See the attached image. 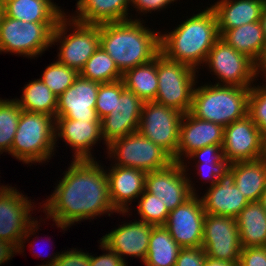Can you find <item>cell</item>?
Segmentation results:
<instances>
[{
	"instance_id": "cell-1",
	"label": "cell",
	"mask_w": 266,
	"mask_h": 266,
	"mask_svg": "<svg viewBox=\"0 0 266 266\" xmlns=\"http://www.w3.org/2000/svg\"><path fill=\"white\" fill-rule=\"evenodd\" d=\"M57 181L54 191L40 207L46 220L52 219L57 228L66 230L75 223L118 212L109 196V184L104 166L95 159H72ZM101 164V165H100Z\"/></svg>"
},
{
	"instance_id": "cell-2",
	"label": "cell",
	"mask_w": 266,
	"mask_h": 266,
	"mask_svg": "<svg viewBox=\"0 0 266 266\" xmlns=\"http://www.w3.org/2000/svg\"><path fill=\"white\" fill-rule=\"evenodd\" d=\"M172 30L160 32V53L199 71L197 69L203 68L209 51L220 38L213 8L193 13Z\"/></svg>"
},
{
	"instance_id": "cell-3",
	"label": "cell",
	"mask_w": 266,
	"mask_h": 266,
	"mask_svg": "<svg viewBox=\"0 0 266 266\" xmlns=\"http://www.w3.org/2000/svg\"><path fill=\"white\" fill-rule=\"evenodd\" d=\"M145 25L137 16L133 20L100 24V46L122 74L150 62L160 53L161 31H152Z\"/></svg>"
},
{
	"instance_id": "cell-4",
	"label": "cell",
	"mask_w": 266,
	"mask_h": 266,
	"mask_svg": "<svg viewBox=\"0 0 266 266\" xmlns=\"http://www.w3.org/2000/svg\"><path fill=\"white\" fill-rule=\"evenodd\" d=\"M28 199L15 187L0 185V266L24 253L26 241L40 229L41 223L31 215L35 203Z\"/></svg>"
},
{
	"instance_id": "cell-5",
	"label": "cell",
	"mask_w": 266,
	"mask_h": 266,
	"mask_svg": "<svg viewBox=\"0 0 266 266\" xmlns=\"http://www.w3.org/2000/svg\"><path fill=\"white\" fill-rule=\"evenodd\" d=\"M251 87L204 84L195 86L190 113L223 127L248 114Z\"/></svg>"
},
{
	"instance_id": "cell-6",
	"label": "cell",
	"mask_w": 266,
	"mask_h": 266,
	"mask_svg": "<svg viewBox=\"0 0 266 266\" xmlns=\"http://www.w3.org/2000/svg\"><path fill=\"white\" fill-rule=\"evenodd\" d=\"M55 118L21 110L20 120L14 136L11 151L24 164L49 162L55 155Z\"/></svg>"
},
{
	"instance_id": "cell-7",
	"label": "cell",
	"mask_w": 266,
	"mask_h": 266,
	"mask_svg": "<svg viewBox=\"0 0 266 266\" xmlns=\"http://www.w3.org/2000/svg\"><path fill=\"white\" fill-rule=\"evenodd\" d=\"M51 44L59 45L56 60L80 73L100 46V24L82 23L65 14L53 31Z\"/></svg>"
},
{
	"instance_id": "cell-8",
	"label": "cell",
	"mask_w": 266,
	"mask_h": 266,
	"mask_svg": "<svg viewBox=\"0 0 266 266\" xmlns=\"http://www.w3.org/2000/svg\"><path fill=\"white\" fill-rule=\"evenodd\" d=\"M197 73V74H196ZM199 71L173 61L162 53L157 55L158 90L155 102L185 114L192 107L193 92Z\"/></svg>"
},
{
	"instance_id": "cell-9",
	"label": "cell",
	"mask_w": 266,
	"mask_h": 266,
	"mask_svg": "<svg viewBox=\"0 0 266 266\" xmlns=\"http://www.w3.org/2000/svg\"><path fill=\"white\" fill-rule=\"evenodd\" d=\"M58 23L23 22L2 14L0 54L14 53L35 59L52 47V34Z\"/></svg>"
},
{
	"instance_id": "cell-10",
	"label": "cell",
	"mask_w": 266,
	"mask_h": 266,
	"mask_svg": "<svg viewBox=\"0 0 266 266\" xmlns=\"http://www.w3.org/2000/svg\"><path fill=\"white\" fill-rule=\"evenodd\" d=\"M107 157L112 165L132 167L147 172L167 167L172 157L159 145L134 132L113 141L107 146Z\"/></svg>"
},
{
	"instance_id": "cell-11",
	"label": "cell",
	"mask_w": 266,
	"mask_h": 266,
	"mask_svg": "<svg viewBox=\"0 0 266 266\" xmlns=\"http://www.w3.org/2000/svg\"><path fill=\"white\" fill-rule=\"evenodd\" d=\"M213 72L217 85L252 87L257 77L256 63L243 53L236 51L219 38L209 51L205 65ZM220 80V81H219ZM255 80V81H254Z\"/></svg>"
},
{
	"instance_id": "cell-12",
	"label": "cell",
	"mask_w": 266,
	"mask_h": 266,
	"mask_svg": "<svg viewBox=\"0 0 266 266\" xmlns=\"http://www.w3.org/2000/svg\"><path fill=\"white\" fill-rule=\"evenodd\" d=\"M183 113L155 101L144 102L138 132L159 145L174 159Z\"/></svg>"
},
{
	"instance_id": "cell-13",
	"label": "cell",
	"mask_w": 266,
	"mask_h": 266,
	"mask_svg": "<svg viewBox=\"0 0 266 266\" xmlns=\"http://www.w3.org/2000/svg\"><path fill=\"white\" fill-rule=\"evenodd\" d=\"M186 162V159L185 163L173 161L165 168L147 172L145 191L158 197L168 211L183 204L193 194H198L195 183L188 176L190 168Z\"/></svg>"
},
{
	"instance_id": "cell-14",
	"label": "cell",
	"mask_w": 266,
	"mask_h": 266,
	"mask_svg": "<svg viewBox=\"0 0 266 266\" xmlns=\"http://www.w3.org/2000/svg\"><path fill=\"white\" fill-rule=\"evenodd\" d=\"M201 247L210 258L239 264L242 246L236 218L205 214Z\"/></svg>"
},
{
	"instance_id": "cell-15",
	"label": "cell",
	"mask_w": 266,
	"mask_h": 266,
	"mask_svg": "<svg viewBox=\"0 0 266 266\" xmlns=\"http://www.w3.org/2000/svg\"><path fill=\"white\" fill-rule=\"evenodd\" d=\"M223 155L230 162L254 161L265 155L261 131L247 114L224 127Z\"/></svg>"
},
{
	"instance_id": "cell-16",
	"label": "cell",
	"mask_w": 266,
	"mask_h": 266,
	"mask_svg": "<svg viewBox=\"0 0 266 266\" xmlns=\"http://www.w3.org/2000/svg\"><path fill=\"white\" fill-rule=\"evenodd\" d=\"M204 219L205 212L200 195L193 194L183 204L169 211L164 226L180 247H201Z\"/></svg>"
},
{
	"instance_id": "cell-17",
	"label": "cell",
	"mask_w": 266,
	"mask_h": 266,
	"mask_svg": "<svg viewBox=\"0 0 266 266\" xmlns=\"http://www.w3.org/2000/svg\"><path fill=\"white\" fill-rule=\"evenodd\" d=\"M143 104L144 101L126 88L116 97V105L112 112L101 119L106 150L113 141L138 132Z\"/></svg>"
},
{
	"instance_id": "cell-18",
	"label": "cell",
	"mask_w": 266,
	"mask_h": 266,
	"mask_svg": "<svg viewBox=\"0 0 266 266\" xmlns=\"http://www.w3.org/2000/svg\"><path fill=\"white\" fill-rule=\"evenodd\" d=\"M63 140L74 151V160L96 159L94 147L102 137L101 120H74L65 117L55 118V142Z\"/></svg>"
},
{
	"instance_id": "cell-19",
	"label": "cell",
	"mask_w": 266,
	"mask_h": 266,
	"mask_svg": "<svg viewBox=\"0 0 266 266\" xmlns=\"http://www.w3.org/2000/svg\"><path fill=\"white\" fill-rule=\"evenodd\" d=\"M154 225L134 220L125 222L100 238L110 250L114 251L127 264V258L134 257L144 262L149 246V239Z\"/></svg>"
},
{
	"instance_id": "cell-20",
	"label": "cell",
	"mask_w": 266,
	"mask_h": 266,
	"mask_svg": "<svg viewBox=\"0 0 266 266\" xmlns=\"http://www.w3.org/2000/svg\"><path fill=\"white\" fill-rule=\"evenodd\" d=\"M223 140V126L187 112L181 118L179 144L173 161L182 163L193 151L209 145H223Z\"/></svg>"
},
{
	"instance_id": "cell-21",
	"label": "cell",
	"mask_w": 266,
	"mask_h": 266,
	"mask_svg": "<svg viewBox=\"0 0 266 266\" xmlns=\"http://www.w3.org/2000/svg\"><path fill=\"white\" fill-rule=\"evenodd\" d=\"M99 84L80 75L57 98L56 117L74 120H100L95 106Z\"/></svg>"
},
{
	"instance_id": "cell-22",
	"label": "cell",
	"mask_w": 266,
	"mask_h": 266,
	"mask_svg": "<svg viewBox=\"0 0 266 266\" xmlns=\"http://www.w3.org/2000/svg\"><path fill=\"white\" fill-rule=\"evenodd\" d=\"M105 171L113 207L118 212H126L130 216L132 208L129 206L144 192L147 173L140 169L112 164L110 168H105Z\"/></svg>"
},
{
	"instance_id": "cell-23",
	"label": "cell",
	"mask_w": 266,
	"mask_h": 266,
	"mask_svg": "<svg viewBox=\"0 0 266 266\" xmlns=\"http://www.w3.org/2000/svg\"><path fill=\"white\" fill-rule=\"evenodd\" d=\"M234 182L235 176L229 169L217 183L207 187L204 196H200L205 214L237 217L249 201Z\"/></svg>"
},
{
	"instance_id": "cell-24",
	"label": "cell",
	"mask_w": 266,
	"mask_h": 266,
	"mask_svg": "<svg viewBox=\"0 0 266 266\" xmlns=\"http://www.w3.org/2000/svg\"><path fill=\"white\" fill-rule=\"evenodd\" d=\"M74 20L86 24H102L133 20L129 16L130 0H77Z\"/></svg>"
},
{
	"instance_id": "cell-25",
	"label": "cell",
	"mask_w": 266,
	"mask_h": 266,
	"mask_svg": "<svg viewBox=\"0 0 266 266\" xmlns=\"http://www.w3.org/2000/svg\"><path fill=\"white\" fill-rule=\"evenodd\" d=\"M266 0H218L210 5L217 17L218 30L233 29L260 21Z\"/></svg>"
},
{
	"instance_id": "cell-26",
	"label": "cell",
	"mask_w": 266,
	"mask_h": 266,
	"mask_svg": "<svg viewBox=\"0 0 266 266\" xmlns=\"http://www.w3.org/2000/svg\"><path fill=\"white\" fill-rule=\"evenodd\" d=\"M1 5L5 16L23 22L58 23L67 14L54 0H3Z\"/></svg>"
},
{
	"instance_id": "cell-27",
	"label": "cell",
	"mask_w": 266,
	"mask_h": 266,
	"mask_svg": "<svg viewBox=\"0 0 266 266\" xmlns=\"http://www.w3.org/2000/svg\"><path fill=\"white\" fill-rule=\"evenodd\" d=\"M234 184L249 202H258L266 188V159L231 163Z\"/></svg>"
},
{
	"instance_id": "cell-28",
	"label": "cell",
	"mask_w": 266,
	"mask_h": 266,
	"mask_svg": "<svg viewBox=\"0 0 266 266\" xmlns=\"http://www.w3.org/2000/svg\"><path fill=\"white\" fill-rule=\"evenodd\" d=\"M218 31L220 38L236 51L245 54L255 63L260 60L266 45L260 21Z\"/></svg>"
},
{
	"instance_id": "cell-29",
	"label": "cell",
	"mask_w": 266,
	"mask_h": 266,
	"mask_svg": "<svg viewBox=\"0 0 266 266\" xmlns=\"http://www.w3.org/2000/svg\"><path fill=\"white\" fill-rule=\"evenodd\" d=\"M242 247L266 246V211L260 201L249 202L237 215Z\"/></svg>"
},
{
	"instance_id": "cell-30",
	"label": "cell",
	"mask_w": 266,
	"mask_h": 266,
	"mask_svg": "<svg viewBox=\"0 0 266 266\" xmlns=\"http://www.w3.org/2000/svg\"><path fill=\"white\" fill-rule=\"evenodd\" d=\"M122 80L125 88L135 93L142 101H155L158 90L157 56L148 63L126 71Z\"/></svg>"
},
{
	"instance_id": "cell-31",
	"label": "cell",
	"mask_w": 266,
	"mask_h": 266,
	"mask_svg": "<svg viewBox=\"0 0 266 266\" xmlns=\"http://www.w3.org/2000/svg\"><path fill=\"white\" fill-rule=\"evenodd\" d=\"M181 248L164 225L154 226L143 263L145 266H174Z\"/></svg>"
},
{
	"instance_id": "cell-32",
	"label": "cell",
	"mask_w": 266,
	"mask_h": 266,
	"mask_svg": "<svg viewBox=\"0 0 266 266\" xmlns=\"http://www.w3.org/2000/svg\"><path fill=\"white\" fill-rule=\"evenodd\" d=\"M22 91L20 99L15 98L22 110L56 118L58 97L40 78L24 85Z\"/></svg>"
},
{
	"instance_id": "cell-33",
	"label": "cell",
	"mask_w": 266,
	"mask_h": 266,
	"mask_svg": "<svg viewBox=\"0 0 266 266\" xmlns=\"http://www.w3.org/2000/svg\"><path fill=\"white\" fill-rule=\"evenodd\" d=\"M79 75L100 84L121 80L123 76L116 63L101 46L88 59Z\"/></svg>"
},
{
	"instance_id": "cell-34",
	"label": "cell",
	"mask_w": 266,
	"mask_h": 266,
	"mask_svg": "<svg viewBox=\"0 0 266 266\" xmlns=\"http://www.w3.org/2000/svg\"><path fill=\"white\" fill-rule=\"evenodd\" d=\"M21 110L15 99L0 98V154L11 151Z\"/></svg>"
},
{
	"instance_id": "cell-35",
	"label": "cell",
	"mask_w": 266,
	"mask_h": 266,
	"mask_svg": "<svg viewBox=\"0 0 266 266\" xmlns=\"http://www.w3.org/2000/svg\"><path fill=\"white\" fill-rule=\"evenodd\" d=\"M45 68L40 79L57 97L73 85L75 79L79 76L76 70L59 63L57 60Z\"/></svg>"
},
{
	"instance_id": "cell-36",
	"label": "cell",
	"mask_w": 266,
	"mask_h": 266,
	"mask_svg": "<svg viewBox=\"0 0 266 266\" xmlns=\"http://www.w3.org/2000/svg\"><path fill=\"white\" fill-rule=\"evenodd\" d=\"M138 205L136 211L141 217L140 221L149 223L154 226L165 225L168 219L169 211L165 204L158 197L144 190L141 196L137 199Z\"/></svg>"
},
{
	"instance_id": "cell-37",
	"label": "cell",
	"mask_w": 266,
	"mask_h": 266,
	"mask_svg": "<svg viewBox=\"0 0 266 266\" xmlns=\"http://www.w3.org/2000/svg\"><path fill=\"white\" fill-rule=\"evenodd\" d=\"M248 115L261 131L266 141V84L253 85L248 97Z\"/></svg>"
},
{
	"instance_id": "cell-38",
	"label": "cell",
	"mask_w": 266,
	"mask_h": 266,
	"mask_svg": "<svg viewBox=\"0 0 266 266\" xmlns=\"http://www.w3.org/2000/svg\"><path fill=\"white\" fill-rule=\"evenodd\" d=\"M125 89L123 80L99 84L95 110L101 120L112 112L116 105V97H119Z\"/></svg>"
},
{
	"instance_id": "cell-39",
	"label": "cell",
	"mask_w": 266,
	"mask_h": 266,
	"mask_svg": "<svg viewBox=\"0 0 266 266\" xmlns=\"http://www.w3.org/2000/svg\"><path fill=\"white\" fill-rule=\"evenodd\" d=\"M196 165V166H195ZM231 163L224 157L220 162L216 164H204L196 163L194 166L198 170L197 176H200V179L209 182V187L217 183L218 178L224 175L230 169ZM200 168V169H199Z\"/></svg>"
},
{
	"instance_id": "cell-40",
	"label": "cell",
	"mask_w": 266,
	"mask_h": 266,
	"mask_svg": "<svg viewBox=\"0 0 266 266\" xmlns=\"http://www.w3.org/2000/svg\"><path fill=\"white\" fill-rule=\"evenodd\" d=\"M186 158L187 161L189 159L194 162L197 159L195 163L216 164L224 158L222 145L205 146L193 151Z\"/></svg>"
},
{
	"instance_id": "cell-41",
	"label": "cell",
	"mask_w": 266,
	"mask_h": 266,
	"mask_svg": "<svg viewBox=\"0 0 266 266\" xmlns=\"http://www.w3.org/2000/svg\"><path fill=\"white\" fill-rule=\"evenodd\" d=\"M70 249L60 251L61 255L55 266H90V253L78 248Z\"/></svg>"
},
{
	"instance_id": "cell-42",
	"label": "cell",
	"mask_w": 266,
	"mask_h": 266,
	"mask_svg": "<svg viewBox=\"0 0 266 266\" xmlns=\"http://www.w3.org/2000/svg\"><path fill=\"white\" fill-rule=\"evenodd\" d=\"M205 258L202 247L181 248L174 266H203Z\"/></svg>"
},
{
	"instance_id": "cell-43",
	"label": "cell",
	"mask_w": 266,
	"mask_h": 266,
	"mask_svg": "<svg viewBox=\"0 0 266 266\" xmlns=\"http://www.w3.org/2000/svg\"><path fill=\"white\" fill-rule=\"evenodd\" d=\"M240 266H266V246L242 247Z\"/></svg>"
},
{
	"instance_id": "cell-44",
	"label": "cell",
	"mask_w": 266,
	"mask_h": 266,
	"mask_svg": "<svg viewBox=\"0 0 266 266\" xmlns=\"http://www.w3.org/2000/svg\"><path fill=\"white\" fill-rule=\"evenodd\" d=\"M99 243L100 245L98 249L103 250L104 253L99 256L90 254V266H128L118 254L110 250L101 241H99Z\"/></svg>"
},
{
	"instance_id": "cell-45",
	"label": "cell",
	"mask_w": 266,
	"mask_h": 266,
	"mask_svg": "<svg viewBox=\"0 0 266 266\" xmlns=\"http://www.w3.org/2000/svg\"><path fill=\"white\" fill-rule=\"evenodd\" d=\"M177 0H130V6L135 8V11L138 12V15L145 16L147 13L154 11H160L166 9L171 3L176 2ZM143 13V14H142Z\"/></svg>"
},
{
	"instance_id": "cell-46",
	"label": "cell",
	"mask_w": 266,
	"mask_h": 266,
	"mask_svg": "<svg viewBox=\"0 0 266 266\" xmlns=\"http://www.w3.org/2000/svg\"><path fill=\"white\" fill-rule=\"evenodd\" d=\"M256 72L257 77H259V75L260 78L266 77V45L260 60L256 63Z\"/></svg>"
},
{
	"instance_id": "cell-47",
	"label": "cell",
	"mask_w": 266,
	"mask_h": 266,
	"mask_svg": "<svg viewBox=\"0 0 266 266\" xmlns=\"http://www.w3.org/2000/svg\"><path fill=\"white\" fill-rule=\"evenodd\" d=\"M237 263L225 260H217L206 256L203 266H236Z\"/></svg>"
},
{
	"instance_id": "cell-48",
	"label": "cell",
	"mask_w": 266,
	"mask_h": 266,
	"mask_svg": "<svg viewBox=\"0 0 266 266\" xmlns=\"http://www.w3.org/2000/svg\"><path fill=\"white\" fill-rule=\"evenodd\" d=\"M37 243V242H36ZM38 244V243H37ZM37 244H35V246L37 245ZM34 252V251H33ZM35 253L37 254L38 252H36L35 251ZM41 254H42V252H41ZM38 255H40V254H38ZM61 255V253H59V252H56V253H53L52 254V257H51V255H49L50 257H48V256H46L47 258H50V259H48L49 261H47L46 262V264H44V265H55V263H56V261L59 259V256ZM42 256V255H41Z\"/></svg>"
},
{
	"instance_id": "cell-49",
	"label": "cell",
	"mask_w": 266,
	"mask_h": 266,
	"mask_svg": "<svg viewBox=\"0 0 266 266\" xmlns=\"http://www.w3.org/2000/svg\"><path fill=\"white\" fill-rule=\"evenodd\" d=\"M260 23H261V26L263 29L264 37L266 39V5L264 6V9H263V12L261 15V19H260Z\"/></svg>"
},
{
	"instance_id": "cell-50",
	"label": "cell",
	"mask_w": 266,
	"mask_h": 266,
	"mask_svg": "<svg viewBox=\"0 0 266 266\" xmlns=\"http://www.w3.org/2000/svg\"><path fill=\"white\" fill-rule=\"evenodd\" d=\"M260 202L262 203L264 210L266 211V188L262 194Z\"/></svg>"
},
{
	"instance_id": "cell-51",
	"label": "cell",
	"mask_w": 266,
	"mask_h": 266,
	"mask_svg": "<svg viewBox=\"0 0 266 266\" xmlns=\"http://www.w3.org/2000/svg\"><path fill=\"white\" fill-rule=\"evenodd\" d=\"M2 14H3V8H2L1 2H0V21H1V18H2Z\"/></svg>"
},
{
	"instance_id": "cell-52",
	"label": "cell",
	"mask_w": 266,
	"mask_h": 266,
	"mask_svg": "<svg viewBox=\"0 0 266 266\" xmlns=\"http://www.w3.org/2000/svg\"><path fill=\"white\" fill-rule=\"evenodd\" d=\"M264 158L266 159V141H265V155Z\"/></svg>"
},
{
	"instance_id": "cell-53",
	"label": "cell",
	"mask_w": 266,
	"mask_h": 266,
	"mask_svg": "<svg viewBox=\"0 0 266 266\" xmlns=\"http://www.w3.org/2000/svg\"><path fill=\"white\" fill-rule=\"evenodd\" d=\"M38 266H55V265H43V264H42V265H38Z\"/></svg>"
}]
</instances>
